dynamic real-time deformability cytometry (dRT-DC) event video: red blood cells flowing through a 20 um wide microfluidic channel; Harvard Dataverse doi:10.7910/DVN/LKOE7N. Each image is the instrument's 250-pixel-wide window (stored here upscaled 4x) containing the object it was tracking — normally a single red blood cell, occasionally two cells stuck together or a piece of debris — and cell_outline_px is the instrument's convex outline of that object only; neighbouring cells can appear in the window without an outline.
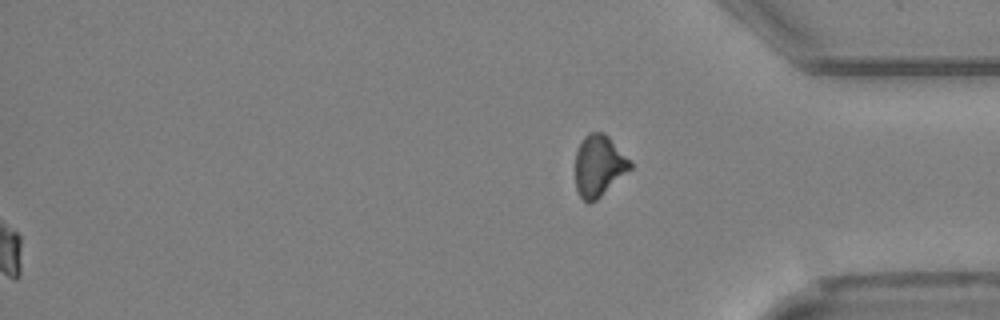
{"species": "Egyptian fruit bat (a non-hibernating species)", "species_latin": "Rousettus aegyptiacus", "temperature_condition": "cold", "stored_images_in_passage": 54, "segment_of_instrument_passage": [2, 2], "camera_frame_rate_fps": 3000, "um_per_image_px": 0.085, "animal": {"sex": "female"}, "frame": {"image": 1, "passage_image": 54, "time_ms": 17.667, "image_size_px": [1000, 320], "cell_outline_px": [[632, 168], [596, 200], [588, 204], [580, 196], [576, 188], [576, 152], [584, 136], [588, 132], [604, 132], [608, 136], [632, 164]], "centroid_in_image_um": [50.89, 14.09], "position_along_channel_um": 384.3, "area_um2": 19.31}}